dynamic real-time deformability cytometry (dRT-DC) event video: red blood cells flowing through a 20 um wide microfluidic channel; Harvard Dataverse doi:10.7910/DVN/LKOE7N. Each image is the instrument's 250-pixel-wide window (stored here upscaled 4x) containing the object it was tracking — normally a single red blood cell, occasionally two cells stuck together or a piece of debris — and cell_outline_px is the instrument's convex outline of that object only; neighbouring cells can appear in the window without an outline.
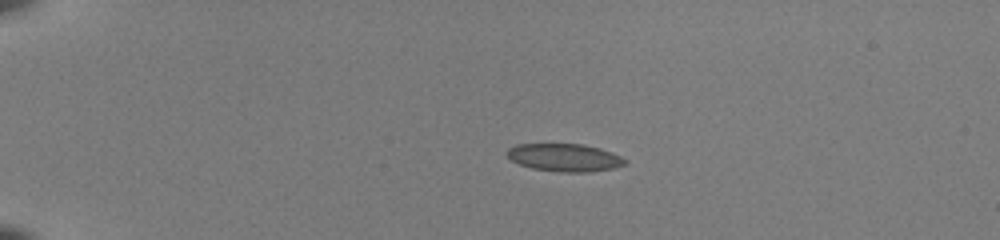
{"species": "common noctule bat (a hibernating species)", "species_latin": "Nyctalus noctula", "temperature_condition": "room temperature", "stored_images_in_passage": 41, "camera_frame_rate_fps": 3000, "um_per_image_px": 0.085, "animal": {"sex": "female", "body_mass_g": 22.0, "forearm_length_mm": 56.7}, "frame": {"image": 1, "passage_image": 1, "time_ms": 0.0, "image_size_px": [1000, 240], "cell_outline_px": [[628, 160], [624, 164], [616, 168], [592, 172], [560, 172], [532, 168], [520, 164], [512, 160], [504, 152], [508, 148], [516, 144], [584, 144], [600, 148], [612, 152]], "centroid_in_image_um": [48.01, 13.39], "position_along_channel_um": 37.0, "area_um2": 19.25}}
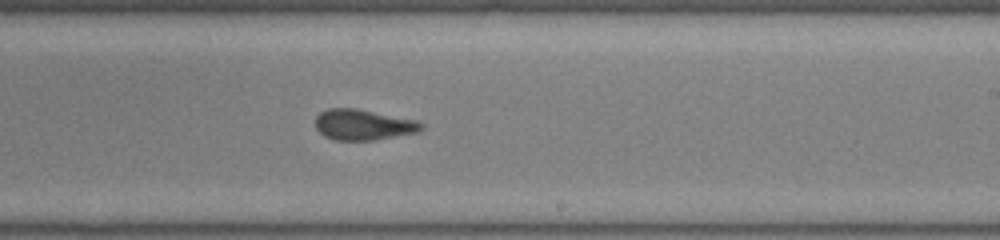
{"frame": {"image": 2, "passage_image": 23, "time_ms": 7.333, "image_size_px": [1000, 240], "cell_outline_px": [[424, 128], [420, 132], [376, 140], [336, 140], [324, 136], [316, 128], [316, 116], [320, 112], [328, 108], [356, 108], [416, 120], [424, 124]], "centroid_in_image_um": [30.9, 10.6], "position_along_channel_um": 258.1, "area_um2": 19.07}}
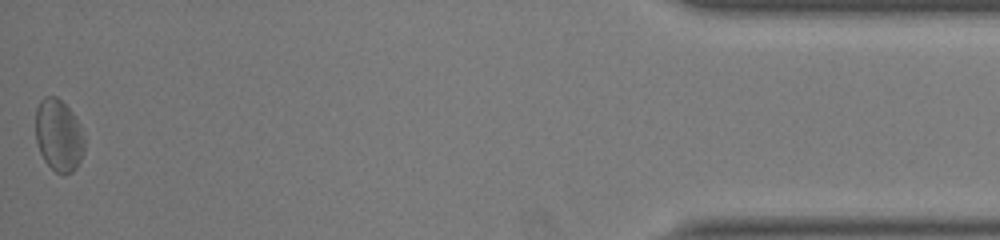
{"frame": {"image": 3, "passage_image": 41, "time_ms": 13.333, "image_size_px": [1000, 240], "cell_outline_px": [[84, 152], [76, 168], [72, 172], [64, 176], [56, 172], [44, 160], [40, 152], [36, 140], [36, 108], [40, 100], [44, 96], [56, 96], [72, 112], [84, 136]], "centroid_in_image_um": [4.98, 11.52], "position_along_channel_um": 430.2, "area_um2": 20.46}, "authors_computed_cell_mechanics": {"area_um2": 19.1896, "velocity_mm_per_s": 3.9912, "shape_relaxation_time_tau1_ms": 5.0314, "shape_relaxation_time_tau2_ms": 1.6657, "deformation_change_tau1": 0.1314, "deformation_change_tau2": 0.1022}}